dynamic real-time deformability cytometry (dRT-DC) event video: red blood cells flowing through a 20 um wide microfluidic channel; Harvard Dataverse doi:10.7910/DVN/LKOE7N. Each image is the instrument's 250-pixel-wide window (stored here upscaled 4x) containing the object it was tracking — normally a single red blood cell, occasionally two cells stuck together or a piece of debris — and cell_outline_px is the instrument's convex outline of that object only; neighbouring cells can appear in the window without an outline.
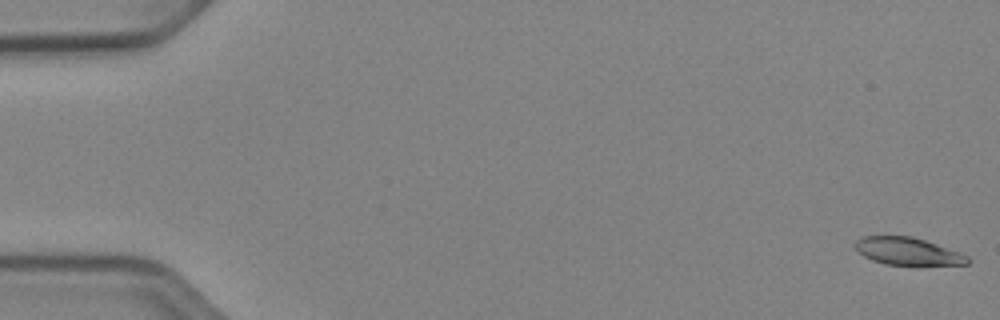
{"species": "Egyptian fruit bat (a non-hibernating species)", "species_latin": "Rousettus aegyptiacus", "temperature_condition": "cold", "stored_images_in_passage": 53, "camera_frame_rate_fps": 3000, "um_per_image_px": 0.085, "animal": {"sex": "female"}, "frame": {"image": 1, "passage_image": 1, "time_ms": 0.0, "image_size_px": [1000, 320], "cell_outline_px": [[972, 260], [968, 264], [884, 264], [872, 260], [864, 256], [856, 248], [856, 240], [864, 236], [912, 236], [936, 244], [968, 256]], "centroid_in_image_um": [77.15, 21.35], "position_along_channel_um": 7.9, "area_um2": 17.51}}
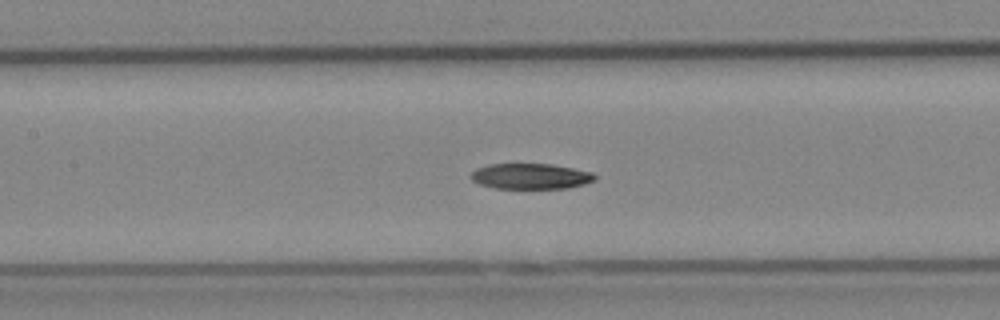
{"frame": {"image": 2, "passage_image": 25, "time_ms": 8.0, "image_size_px": [1000, 320], "cell_outline_px": [[596, 180], [584, 184], [568, 188], [496, 188], [480, 184], [472, 180], [472, 172], [476, 168], [488, 164], [552, 164], [592, 172], [596, 176]], "centroid_in_image_um": [45.12, 14.98], "position_along_channel_um": 162.3, "area_um2": 18.38}}
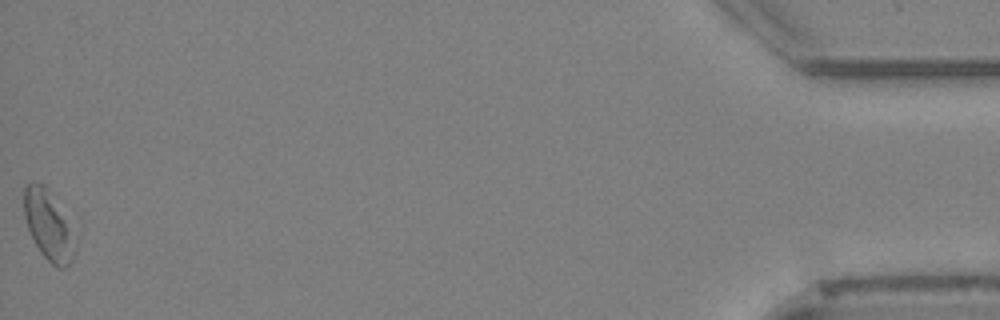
{"frame": {"image": 3, "passage_image": 53, "time_ms": 17.333, "image_size_px": [1000, 320], "cell_outline_px": [[76, 252], [72, 260], [64, 268], [60, 268], [52, 264], [40, 252], [28, 228], [24, 216], [24, 184], [32, 180], [36, 180], [44, 184], [52, 192], [76, 244]], "centroid_in_image_um": [4.08, 19.1], "position_along_channel_um": 431.1, "area_um2": 20.46}}